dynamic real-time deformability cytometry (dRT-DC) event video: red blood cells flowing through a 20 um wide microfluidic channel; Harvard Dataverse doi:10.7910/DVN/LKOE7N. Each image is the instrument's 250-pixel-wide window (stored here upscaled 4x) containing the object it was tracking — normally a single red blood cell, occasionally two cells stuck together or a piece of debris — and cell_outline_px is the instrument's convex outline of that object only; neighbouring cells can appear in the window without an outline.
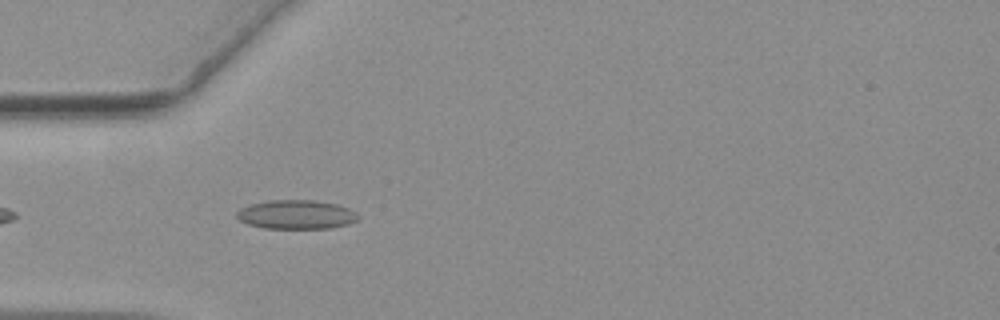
{"species": "common noctule bat (a hibernating species)", "species_latin": "Nyctalus noctula", "temperature_condition": "warm", "stored_images_in_passage": 20, "camera_frame_rate_fps": 3000, "um_per_image_px": 0.085, "animal": {"sex": "female", "body_mass_g": 19.3, "forearm_length_mm": 54.1}, "frame": {"image": 1, "passage_image": 4, "time_ms": 1.0, "image_size_px": [1000, 320], "cell_outline_px": [[360, 216], [356, 220], [348, 224], [328, 228], [264, 228], [248, 224], [240, 220], [236, 216], [236, 212], [240, 208], [252, 204], [268, 200], [316, 200], [336, 204], [348, 208], [356, 212]], "centroid_in_image_um": [25.18, 18.23], "position_along_channel_um": 59.8, "area_um2": 20.46}}
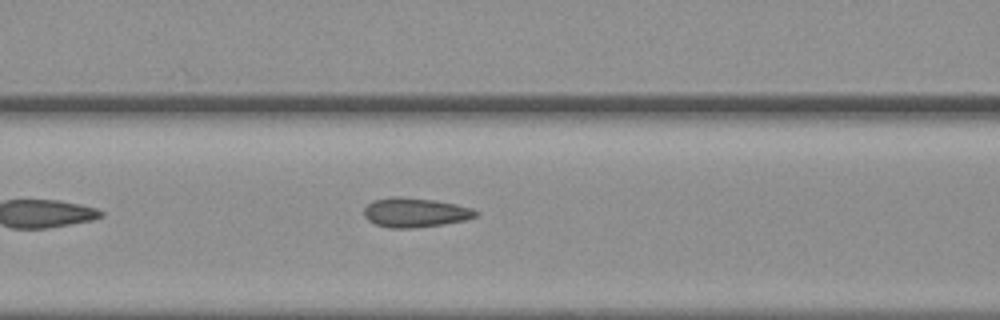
{"frame": {"image": 2, "passage_image": 10, "time_ms": 3.0, "image_size_px": [1000, 320], "cell_outline_px": [[480, 212], [476, 216], [464, 220], [444, 224], [412, 228], [388, 228], [376, 224], [368, 220], [364, 216], [364, 208], [372, 200], [392, 196], [400, 196], [436, 200], [456, 204], [472, 208]], "centroid_in_image_um": [35.27, 18.05], "position_along_channel_um": 131.3, "area_um2": 19.31}}
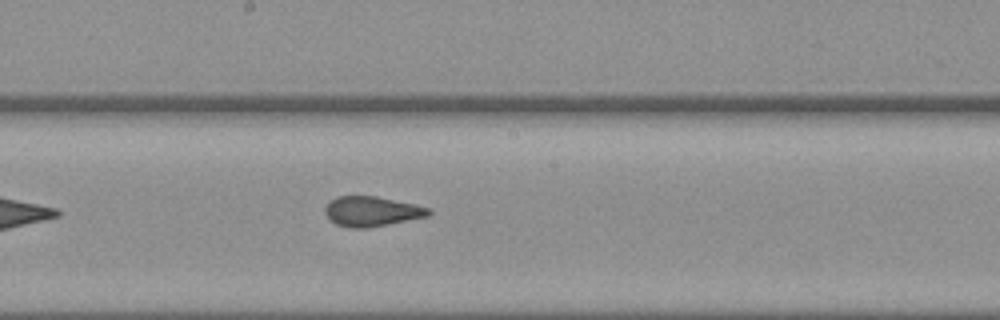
{"frame": {"image": 3, "passage_image": 17, "time_ms": 5.333, "image_size_px": [1000, 320], "cell_outline_px": [[432, 212], [428, 216], [368, 228], [348, 228], [336, 224], [328, 220], [324, 212], [324, 208], [336, 196], [376, 196], [412, 204], [428, 208]], "centroid_in_image_um": [31.54, 17.98], "position_along_channel_um": 216.7, "area_um2": 17.98}}